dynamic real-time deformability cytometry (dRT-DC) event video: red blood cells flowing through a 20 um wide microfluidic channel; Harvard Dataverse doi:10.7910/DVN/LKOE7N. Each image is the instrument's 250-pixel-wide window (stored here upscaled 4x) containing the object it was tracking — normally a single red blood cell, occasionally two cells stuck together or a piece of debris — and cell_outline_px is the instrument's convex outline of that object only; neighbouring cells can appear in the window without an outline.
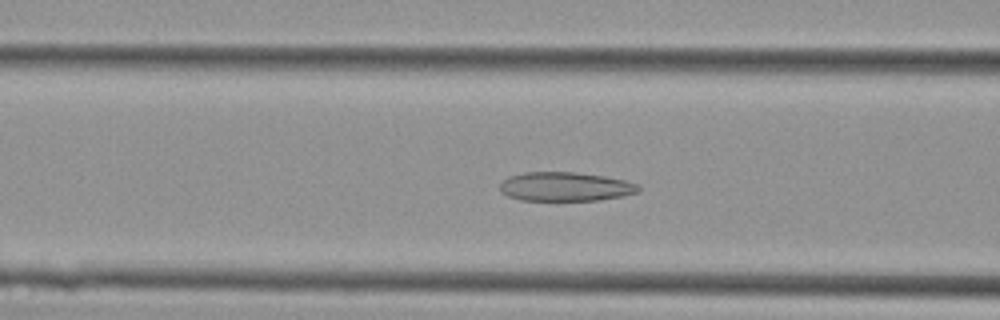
{"species": "Egyptian fruit bat (a non-hibernating species)", "species_latin": "Rousettus aegyptiacus", "temperature_condition": "cold", "stored_images_in_passage": 42, "camera_frame_rate_fps": 3000, "um_per_image_px": 0.085, "animal": {"sex": "female"}, "frame": {"image": 1, "passage_image": 16, "time_ms": 5.0, "image_size_px": [1000, 320], "cell_outline_px": [[640, 188], [636, 192], [620, 196], [596, 200], [520, 200], [508, 196], [500, 192], [500, 184], [508, 176], [524, 172], [576, 172], [604, 176], [624, 180], [640, 184]], "centroid_in_image_um": [48.02, 15.85], "position_along_channel_um": 118.6, "area_um2": 23.35}}
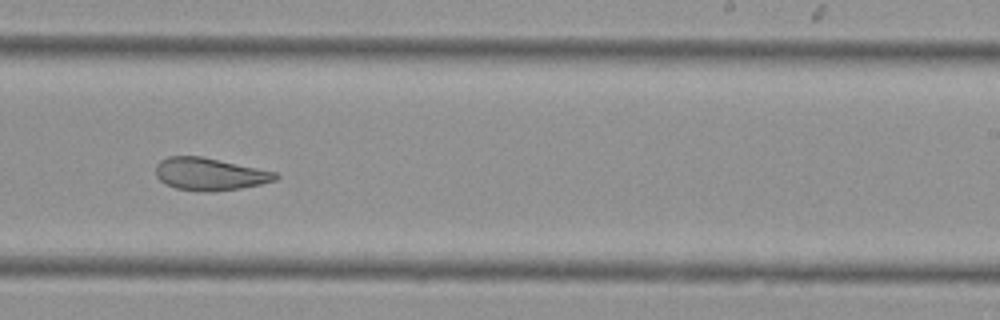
{"frame": {"image": 2, "passage_image": 26, "time_ms": 8.333, "image_size_px": [1000, 320], "cell_outline_px": [[280, 176], [276, 180], [260, 184], [240, 188], [212, 192], [204, 192], [176, 188], [160, 180], [156, 176], [156, 164], [160, 160], [168, 156], [200, 156], [276, 172]], "centroid_in_image_um": [17.81, 14.8], "position_along_channel_um": 271.2, "area_um2": 22.48}}
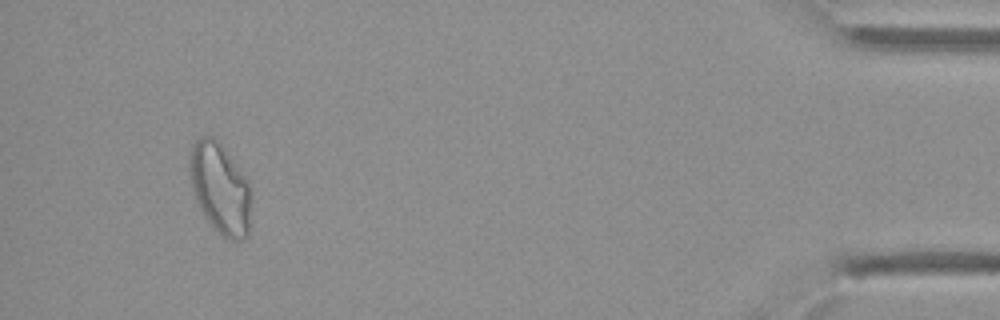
{"frame": {"image": 3, "passage_image": 40, "time_ms": 13.0, "image_size_px": [1000, 320], "cell_outline_px": [[248, 236], [240, 240], [228, 240], [208, 220], [200, 208], [192, 192], [192, 144], [200, 136], [212, 136], [220, 144], [244, 176], [248, 184]], "centroid_in_image_um": [18.69, 16.03], "position_along_channel_um": 416.5, "area_um2": 30.81}}